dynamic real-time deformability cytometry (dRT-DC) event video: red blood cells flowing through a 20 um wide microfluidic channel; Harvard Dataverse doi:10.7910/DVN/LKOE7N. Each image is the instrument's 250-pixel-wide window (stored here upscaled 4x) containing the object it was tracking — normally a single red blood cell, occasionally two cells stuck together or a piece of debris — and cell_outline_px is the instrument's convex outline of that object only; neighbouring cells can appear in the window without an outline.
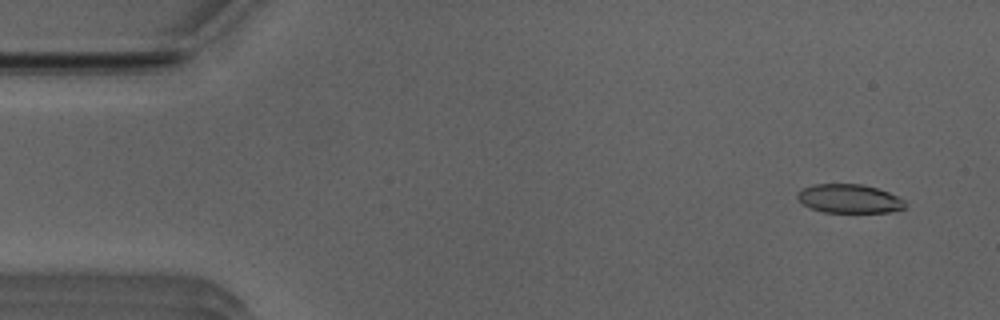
{"species": "Egyptian fruit bat (a non-hibernating species)", "species_latin": "Rousettus aegyptiacus", "temperature_condition": "room temperature", "stored_images_in_passage": 14, "camera_frame_rate_fps": 3000, "um_per_image_px": 0.085, "animal": {"sex": "male"}, "frame": {"image": 1, "passage_image": 4, "time_ms": 1.0, "image_size_px": [1000, 320], "cell_outline_px": [[904, 208], [888, 212], [824, 212], [812, 208], [804, 204], [796, 196], [804, 188], [816, 184], [864, 184], [888, 192], [904, 200]], "centroid_in_image_um": [72.2, 16.88], "position_along_channel_um": 12.8, "area_um2": 17.69}}